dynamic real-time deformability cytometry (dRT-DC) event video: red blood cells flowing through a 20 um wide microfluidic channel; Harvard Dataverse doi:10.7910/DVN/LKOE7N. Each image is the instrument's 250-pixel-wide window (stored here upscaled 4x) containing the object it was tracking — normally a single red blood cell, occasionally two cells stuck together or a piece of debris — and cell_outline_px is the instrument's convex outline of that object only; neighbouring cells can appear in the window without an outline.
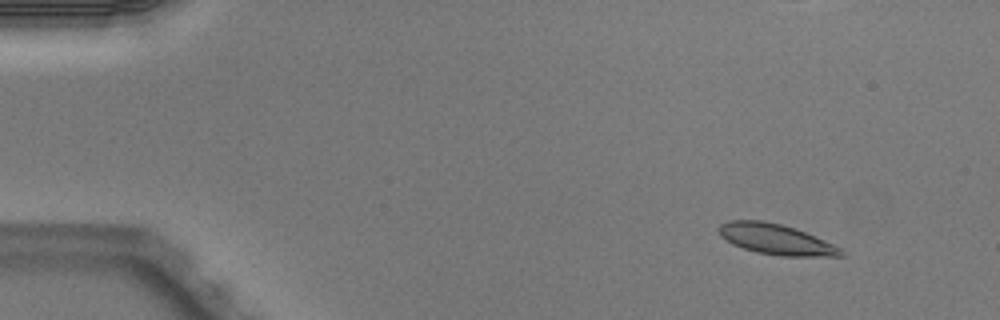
{"species": "Egyptian fruit bat (a non-hibernating species)", "species_latin": "Rousettus aegyptiacus", "temperature_condition": "warm", "stored_images_in_passage": 5, "camera_frame_rate_fps": 3000, "um_per_image_px": 0.085, "animal": {"sex": "male"}, "frame": {"image": 1, "passage_image": 1, "time_ms": 0.0, "image_size_px": [1000, 320], "cell_outline_px": [[844, 256], [780, 256], [756, 252], [732, 244], [720, 236], [720, 224], [728, 220], [764, 220], [796, 228], [824, 240], [840, 248], [844, 252]], "centroid_in_image_um": [65.95, 20.33], "position_along_channel_um": 19.1, "area_um2": 21.62}}